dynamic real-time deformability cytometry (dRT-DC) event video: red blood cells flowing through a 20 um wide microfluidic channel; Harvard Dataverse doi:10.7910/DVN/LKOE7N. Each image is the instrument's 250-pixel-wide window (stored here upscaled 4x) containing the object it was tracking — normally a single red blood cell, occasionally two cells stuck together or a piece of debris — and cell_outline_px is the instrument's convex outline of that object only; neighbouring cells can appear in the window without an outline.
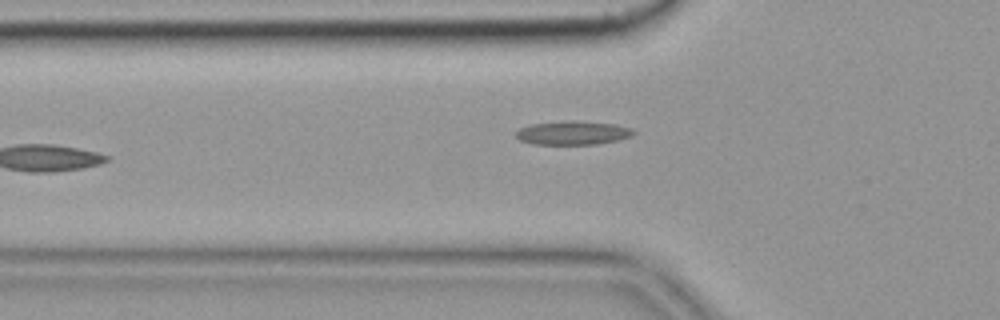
{"species": "common noctule bat (a hibernating species)", "species_latin": "Nyctalus noctula", "temperature_condition": "cold", "stored_images_in_passage": 6, "camera_frame_rate_fps": 3000, "um_per_image_px": 0.085, "animal": {"sex": "female", "body_mass_g": 19.9}, "frame": {"image": 1, "passage_image": 6, "time_ms": 1.667, "image_size_px": [1000, 320], "cell_outline_px": [[636, 132], [632, 136], [616, 140], [596, 144], [532, 144], [520, 140], [516, 136], [516, 132], [520, 128], [532, 124], [564, 120], [572, 120], [616, 124], [632, 128]], "centroid_in_image_um": [48.7, 11.28], "position_along_channel_um": 77.1, "area_um2": 16.3}}